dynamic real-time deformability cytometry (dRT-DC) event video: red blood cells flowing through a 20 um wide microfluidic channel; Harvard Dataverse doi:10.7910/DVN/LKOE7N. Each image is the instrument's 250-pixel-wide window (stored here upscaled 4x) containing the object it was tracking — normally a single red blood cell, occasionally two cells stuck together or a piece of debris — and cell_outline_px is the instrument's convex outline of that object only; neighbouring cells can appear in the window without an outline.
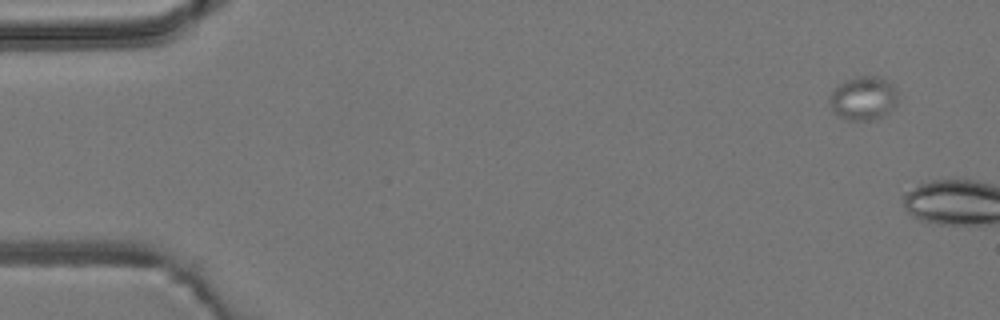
{"species": "common noctule bat (a hibernating species)", "species_latin": "Nyctalus noctula", "temperature_condition": "room temperature", "stored_images_in_passage": 2, "camera_frame_rate_fps": 3000, "um_per_image_px": 0.085, "animal": {"sex": "male", "body_mass_g": 19.2, "forearm_length_mm": 51.8}, "frame": {"image": 1, "passage_image": 1, "time_ms": 0.0, "image_size_px": [1000, 320], "cell_outline_px": [[900, 92], [896, 104], [888, 112], [876, 120], [844, 120], [836, 116], [832, 112], [828, 100], [832, 92], [844, 80], [856, 76], [876, 76], [892, 84]], "centroid_in_image_um": [73.38, 8.37], "position_along_channel_um": 11.6, "area_um2": 17.74}}